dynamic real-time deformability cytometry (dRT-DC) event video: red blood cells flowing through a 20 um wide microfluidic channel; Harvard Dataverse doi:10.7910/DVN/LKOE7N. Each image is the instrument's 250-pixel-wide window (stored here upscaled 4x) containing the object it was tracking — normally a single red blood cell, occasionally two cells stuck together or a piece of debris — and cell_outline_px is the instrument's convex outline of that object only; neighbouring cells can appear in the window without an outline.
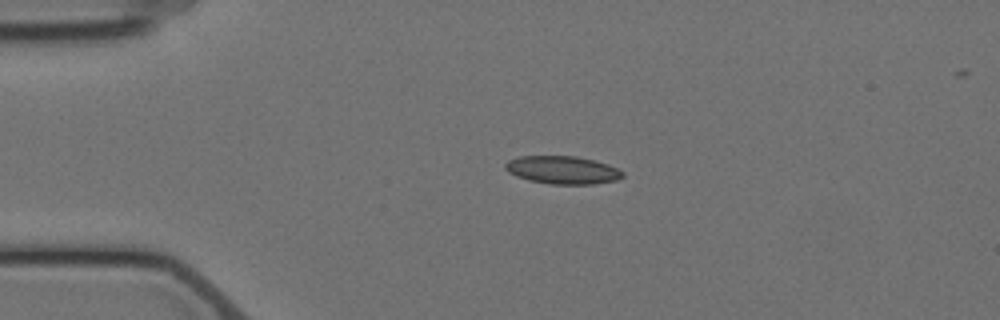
{"species": "Egyptian fruit bat (a non-hibernating species)", "species_latin": "Rousettus aegyptiacus", "temperature_condition": "cold", "stored_images_in_passage": 3, "camera_frame_rate_fps": 3000, "um_per_image_px": 0.085, "animal": {"sex": "female"}, "frame": {"image": 1, "passage_image": 2, "time_ms": 2.333, "image_size_px": [1000, 320], "cell_outline_px": [[624, 176], [616, 180], [596, 184], [552, 184], [528, 180], [516, 176], [508, 172], [504, 168], [504, 164], [508, 160], [520, 156], [576, 156], [596, 160], [608, 164], [624, 172]], "centroid_in_image_um": [47.81, 14.44], "position_along_channel_um": 37.2, "area_um2": 19.25}}